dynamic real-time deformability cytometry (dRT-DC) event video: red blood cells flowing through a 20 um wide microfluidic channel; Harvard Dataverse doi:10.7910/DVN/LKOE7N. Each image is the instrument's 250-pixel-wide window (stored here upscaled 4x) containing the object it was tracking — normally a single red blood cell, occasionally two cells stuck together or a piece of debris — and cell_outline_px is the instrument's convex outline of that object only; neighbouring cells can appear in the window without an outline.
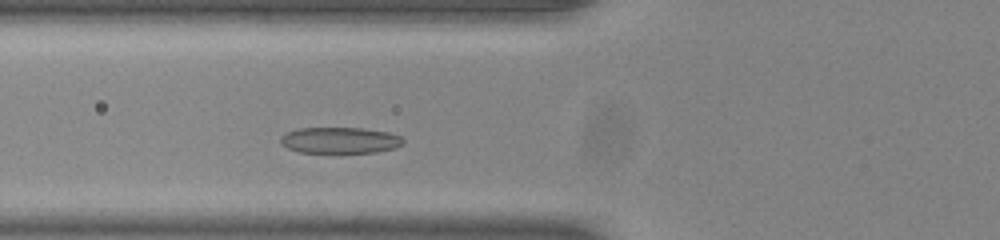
{"species": "common noctule bat (a hibernating species)", "species_latin": "Nyctalus noctula", "temperature_condition": "room temperature", "stored_images_in_passage": 44, "camera_frame_rate_fps": 3000, "um_per_image_px": 0.085, "animal": {"sex": "male", "body_mass_g": 20.0, "forearm_length_mm": 53.3}, "frame": {"image": 1, "passage_image": 10, "time_ms": 3.0, "image_size_px": [1000, 240], "cell_outline_px": [[404, 144], [396, 148], [376, 152], [336, 156], [300, 152], [288, 148], [280, 144], [280, 136], [284, 132], [296, 128], [364, 128], [388, 132], [400, 136], [404, 140]], "centroid_in_image_um": [28.86, 11.97], "position_along_channel_um": 96.9, "area_um2": 19.94}}
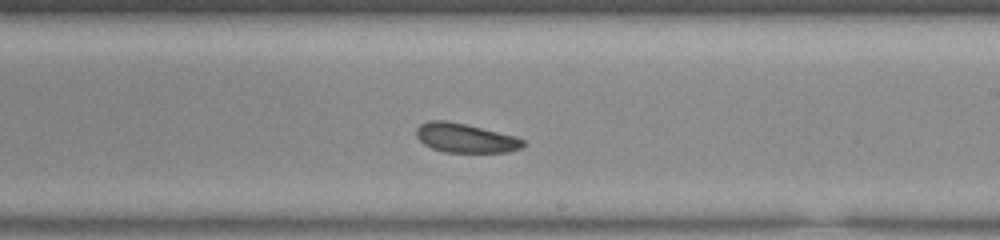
{"frame": {"image": 2, "passage_image": 22, "time_ms": 7.0, "image_size_px": [1000, 240], "cell_outline_px": [[524, 144], [520, 148], [508, 152], [444, 152], [432, 148], [424, 144], [416, 136], [416, 128], [420, 124], [428, 120], [444, 120], [464, 124], [516, 136], [524, 140]], "centroid_in_image_um": [39.53, 11.73], "position_along_channel_um": 249.5, "area_um2": 18.03}}
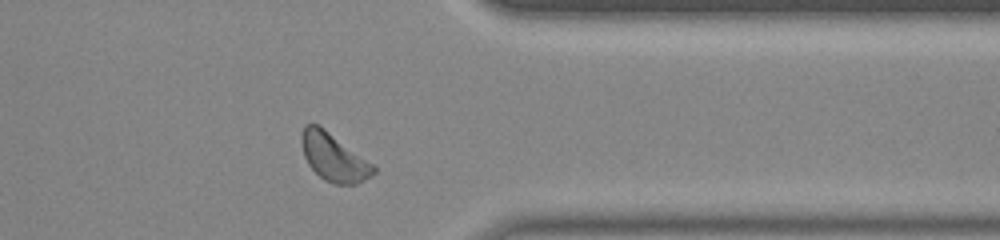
{"frame": {"image": 3, "passage_image": 33, "time_ms": 10.667, "image_size_px": [1000, 240], "cell_outline_px": [[376, 172], [364, 180], [356, 184], [336, 184], [324, 180], [308, 164], [304, 156], [300, 144], [300, 140], [304, 124], [316, 124], [324, 128], [372, 164], [376, 168]], "centroid_in_image_um": [28.33, 13.36], "position_along_channel_um": 383.1, "area_um2": 19.71}, "authors_computed_cell_mechanics": {"area_um2": 18.6116, "velocity_mm_per_s": 3.8186, "shape_relaxation_time_tau1_ms": 3.5835, "shape_relaxation_time_tau2_ms": 3.2077, "deformation_change_tau1": 0.088, "deformation_change_tau2": 0.1005}}